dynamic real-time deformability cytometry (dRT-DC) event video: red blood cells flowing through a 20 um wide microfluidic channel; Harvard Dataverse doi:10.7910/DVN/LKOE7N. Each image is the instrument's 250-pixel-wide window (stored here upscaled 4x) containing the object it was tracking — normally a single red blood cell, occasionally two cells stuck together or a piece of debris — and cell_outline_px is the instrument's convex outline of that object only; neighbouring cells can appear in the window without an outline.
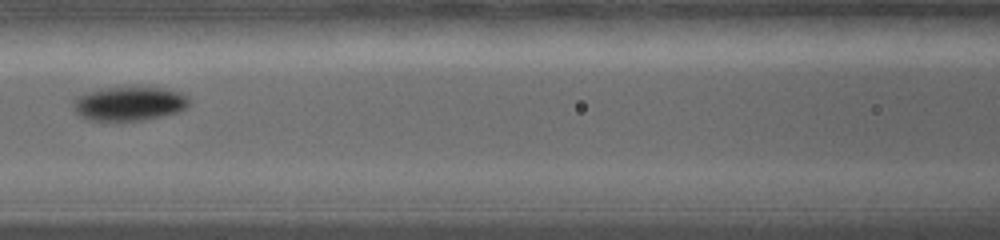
{"species": "common noctule bat (a hibernating species)", "species_latin": "Nyctalus noctula", "temperature_condition": "warm", "stored_images_in_passage": 8, "camera_frame_rate_fps": 5000, "um_per_image_px": 0.085, "animal": {"sex": "female", "body_mass_g": 19.0, "forearm_length_mm": 56.7}, "frame": {"image": 1, "passage_image": 4, "time_ms": 3.4, "image_size_px": [1000, 240], "cell_outline_px": [[188, 104], [184, 108], [176, 112], [160, 116], [140, 120], [88, 120], [80, 116], [72, 108], [72, 100], [84, 92], [100, 88], [140, 84], [180, 92], [188, 100]], "centroid_in_image_um": [10.89, 8.75], "position_along_channel_um": 155.7, "area_um2": 23.47}}
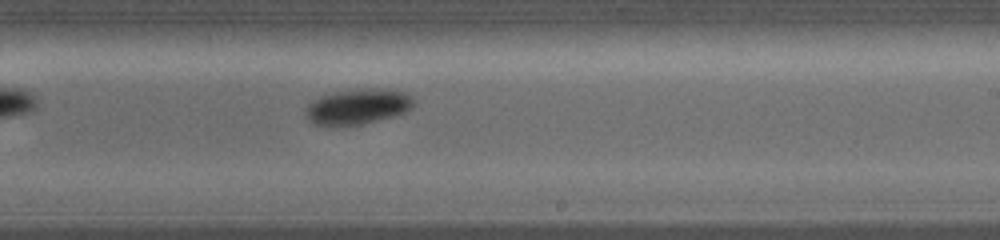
{"frame": {"image": 2, "passage_image": 7, "time_ms": 6.2, "image_size_px": [1000, 240], "cell_outline_px": [[416, 104], [412, 108], [404, 112], [392, 116], [360, 124], [312, 124], [308, 120], [304, 112], [308, 104], [312, 100], [320, 96], [336, 92], [388, 88], [408, 92], [416, 100]], "centroid_in_image_um": [30.46, 9.04], "position_along_channel_um": 258.5, "area_um2": 21.96}}
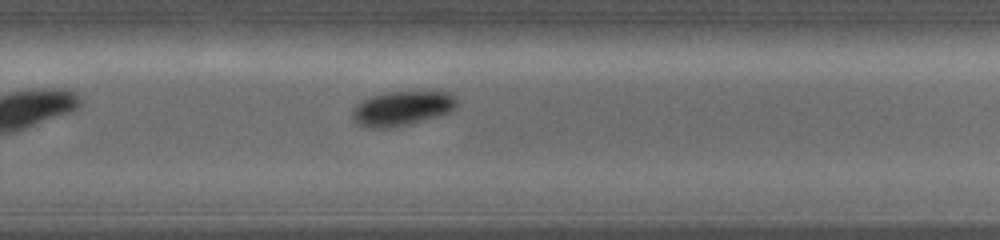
{"frame": {"image": 3, "passage_image": 8, "time_ms": 7.2, "image_size_px": [1000, 240], "cell_outline_px": [[460, 104], [452, 112], [440, 116], [400, 128], [372, 128], [356, 124], [352, 120], [352, 108], [360, 100], [368, 96], [384, 92], [448, 92], [456, 96], [460, 100]], "centroid_in_image_um": [34.2, 9.23], "position_along_channel_um": 295.6, "area_um2": 22.02}}